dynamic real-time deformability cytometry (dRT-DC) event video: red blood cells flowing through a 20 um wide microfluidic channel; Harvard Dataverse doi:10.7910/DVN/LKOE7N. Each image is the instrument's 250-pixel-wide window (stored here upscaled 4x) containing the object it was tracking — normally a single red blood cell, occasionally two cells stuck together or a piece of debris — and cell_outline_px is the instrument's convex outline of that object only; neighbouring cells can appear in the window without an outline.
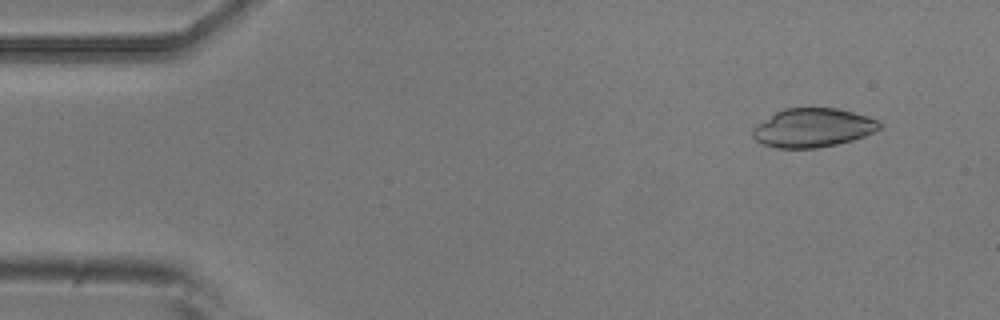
{"species": "common noctule bat (a hibernating species)", "species_latin": "Nyctalus noctula", "temperature_condition": "room temperature", "stored_images_in_passage": 3, "camera_frame_rate_fps": 3000, "um_per_image_px": 0.085, "animal": {"sex": "male", "body_mass_g": 20.5, "forearm_length_mm": 52.5}, "frame": {"image": 1, "passage_image": 1, "time_ms": 0.0, "image_size_px": [1000, 320], "cell_outline_px": [[880, 128], [864, 136], [852, 140], [836, 144], [816, 148], [776, 148], [760, 144], [752, 136], [752, 128], [776, 112], [784, 108], [836, 108], [868, 116], [880, 120]], "centroid_in_image_um": [69.07, 10.86], "position_along_channel_um": 15.9, "area_um2": 28.61}}
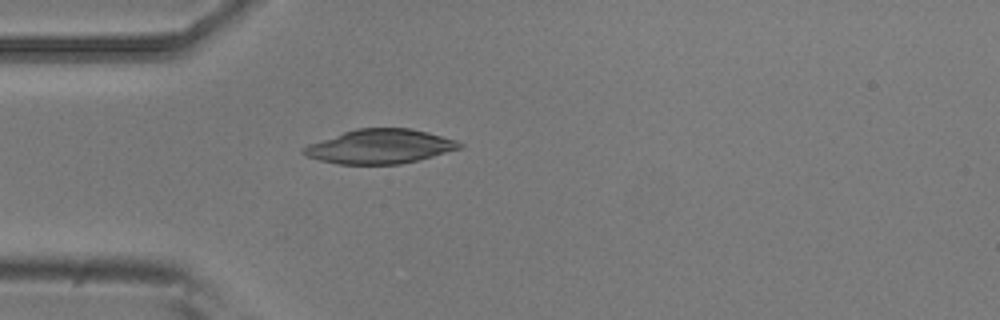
{"frame": {"image": 2, "passage_image": 3, "time_ms": 0.667, "image_size_px": [1000, 320], "cell_outline_px": [[464, 148], [400, 164], [336, 164], [320, 160], [308, 156], [300, 152], [308, 144], [356, 128], [408, 128], [428, 132], [456, 140], [464, 144]], "centroid_in_image_um": [32.32, 12.45], "position_along_channel_um": 52.7, "area_um2": 30.98}}